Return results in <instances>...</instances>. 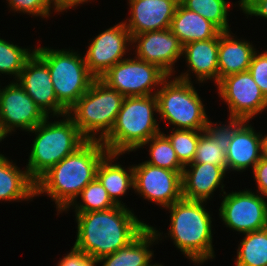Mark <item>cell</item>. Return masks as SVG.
I'll return each instance as SVG.
<instances>
[{
  "instance_id": "obj_1",
  "label": "cell",
  "mask_w": 267,
  "mask_h": 266,
  "mask_svg": "<svg viewBox=\"0 0 267 266\" xmlns=\"http://www.w3.org/2000/svg\"><path fill=\"white\" fill-rule=\"evenodd\" d=\"M77 239L74 247L99 260L130 243L148 224L138 220L127 206L75 213Z\"/></svg>"
},
{
  "instance_id": "obj_2",
  "label": "cell",
  "mask_w": 267,
  "mask_h": 266,
  "mask_svg": "<svg viewBox=\"0 0 267 266\" xmlns=\"http://www.w3.org/2000/svg\"><path fill=\"white\" fill-rule=\"evenodd\" d=\"M107 153L101 141L87 140L36 181V196L47 194L55 202L58 214L65 211L96 178L97 167Z\"/></svg>"
},
{
  "instance_id": "obj_3",
  "label": "cell",
  "mask_w": 267,
  "mask_h": 266,
  "mask_svg": "<svg viewBox=\"0 0 267 266\" xmlns=\"http://www.w3.org/2000/svg\"><path fill=\"white\" fill-rule=\"evenodd\" d=\"M204 204V201L181 198L166 207L171 213L168 235L170 234L175 246L194 264L215 258L212 217Z\"/></svg>"
},
{
  "instance_id": "obj_4",
  "label": "cell",
  "mask_w": 267,
  "mask_h": 266,
  "mask_svg": "<svg viewBox=\"0 0 267 266\" xmlns=\"http://www.w3.org/2000/svg\"><path fill=\"white\" fill-rule=\"evenodd\" d=\"M154 112L158 113L156 95L124 97L115 124L102 144L109 153L136 151L161 132Z\"/></svg>"
},
{
  "instance_id": "obj_5",
  "label": "cell",
  "mask_w": 267,
  "mask_h": 266,
  "mask_svg": "<svg viewBox=\"0 0 267 266\" xmlns=\"http://www.w3.org/2000/svg\"><path fill=\"white\" fill-rule=\"evenodd\" d=\"M60 121L49 122L47 117L29 132H35L26 169L36 182L51 167L75 152L87 139L81 134L73 119L65 114Z\"/></svg>"
},
{
  "instance_id": "obj_6",
  "label": "cell",
  "mask_w": 267,
  "mask_h": 266,
  "mask_svg": "<svg viewBox=\"0 0 267 266\" xmlns=\"http://www.w3.org/2000/svg\"><path fill=\"white\" fill-rule=\"evenodd\" d=\"M123 99L117 90L101 79H94L89 89L68 110V115L87 140L102 141L112 130Z\"/></svg>"
},
{
  "instance_id": "obj_7",
  "label": "cell",
  "mask_w": 267,
  "mask_h": 266,
  "mask_svg": "<svg viewBox=\"0 0 267 266\" xmlns=\"http://www.w3.org/2000/svg\"><path fill=\"white\" fill-rule=\"evenodd\" d=\"M169 78L171 76L162 82L161 89L156 92L161 120L174 125L173 129L205 131L209 119L193 83Z\"/></svg>"
},
{
  "instance_id": "obj_8",
  "label": "cell",
  "mask_w": 267,
  "mask_h": 266,
  "mask_svg": "<svg viewBox=\"0 0 267 266\" xmlns=\"http://www.w3.org/2000/svg\"><path fill=\"white\" fill-rule=\"evenodd\" d=\"M35 53L48 66L57 100L69 110L95 79L88 71L84 56L73 50L47 47H37Z\"/></svg>"
},
{
  "instance_id": "obj_9",
  "label": "cell",
  "mask_w": 267,
  "mask_h": 266,
  "mask_svg": "<svg viewBox=\"0 0 267 266\" xmlns=\"http://www.w3.org/2000/svg\"><path fill=\"white\" fill-rule=\"evenodd\" d=\"M168 75L157 65L140 58H125L112 66L100 79L124 97L156 95ZM153 91V92H151Z\"/></svg>"
},
{
  "instance_id": "obj_10",
  "label": "cell",
  "mask_w": 267,
  "mask_h": 266,
  "mask_svg": "<svg viewBox=\"0 0 267 266\" xmlns=\"http://www.w3.org/2000/svg\"><path fill=\"white\" fill-rule=\"evenodd\" d=\"M222 197L219 216L230 230L244 234L267 227V200H265V196L246 189L229 194L225 191Z\"/></svg>"
},
{
  "instance_id": "obj_11",
  "label": "cell",
  "mask_w": 267,
  "mask_h": 266,
  "mask_svg": "<svg viewBox=\"0 0 267 266\" xmlns=\"http://www.w3.org/2000/svg\"><path fill=\"white\" fill-rule=\"evenodd\" d=\"M219 96L229 109V119L249 121L267 108V98L249 71L222 78L217 84Z\"/></svg>"
},
{
  "instance_id": "obj_12",
  "label": "cell",
  "mask_w": 267,
  "mask_h": 266,
  "mask_svg": "<svg viewBox=\"0 0 267 266\" xmlns=\"http://www.w3.org/2000/svg\"><path fill=\"white\" fill-rule=\"evenodd\" d=\"M134 168V191L164 208L182 198V172L153 166L145 161Z\"/></svg>"
},
{
  "instance_id": "obj_13",
  "label": "cell",
  "mask_w": 267,
  "mask_h": 266,
  "mask_svg": "<svg viewBox=\"0 0 267 266\" xmlns=\"http://www.w3.org/2000/svg\"><path fill=\"white\" fill-rule=\"evenodd\" d=\"M130 45L132 37L123 21L98 34L89 43L84 55L89 73L95 79H100L112 66L124 59Z\"/></svg>"
},
{
  "instance_id": "obj_14",
  "label": "cell",
  "mask_w": 267,
  "mask_h": 266,
  "mask_svg": "<svg viewBox=\"0 0 267 266\" xmlns=\"http://www.w3.org/2000/svg\"><path fill=\"white\" fill-rule=\"evenodd\" d=\"M46 118L17 81L12 80L9 85L0 88V123L7 136L16 130L15 127L31 131Z\"/></svg>"
},
{
  "instance_id": "obj_15",
  "label": "cell",
  "mask_w": 267,
  "mask_h": 266,
  "mask_svg": "<svg viewBox=\"0 0 267 266\" xmlns=\"http://www.w3.org/2000/svg\"><path fill=\"white\" fill-rule=\"evenodd\" d=\"M42 112L64 117L68 110L57 100L47 64L34 52L16 80Z\"/></svg>"
},
{
  "instance_id": "obj_16",
  "label": "cell",
  "mask_w": 267,
  "mask_h": 266,
  "mask_svg": "<svg viewBox=\"0 0 267 266\" xmlns=\"http://www.w3.org/2000/svg\"><path fill=\"white\" fill-rule=\"evenodd\" d=\"M132 44L136 45L135 57L157 65L168 76L174 74L173 65L182 56L183 46L170 29L134 35Z\"/></svg>"
},
{
  "instance_id": "obj_17",
  "label": "cell",
  "mask_w": 267,
  "mask_h": 266,
  "mask_svg": "<svg viewBox=\"0 0 267 266\" xmlns=\"http://www.w3.org/2000/svg\"><path fill=\"white\" fill-rule=\"evenodd\" d=\"M128 3L131 18L124 23L132 37L148 31L170 29L180 0H129Z\"/></svg>"
},
{
  "instance_id": "obj_18",
  "label": "cell",
  "mask_w": 267,
  "mask_h": 266,
  "mask_svg": "<svg viewBox=\"0 0 267 266\" xmlns=\"http://www.w3.org/2000/svg\"><path fill=\"white\" fill-rule=\"evenodd\" d=\"M226 172L222 166L210 163L187 164L184 166L181 175L182 198L206 203L218 187H221L224 193L223 188L225 185H223L222 181Z\"/></svg>"
},
{
  "instance_id": "obj_19",
  "label": "cell",
  "mask_w": 267,
  "mask_h": 266,
  "mask_svg": "<svg viewBox=\"0 0 267 266\" xmlns=\"http://www.w3.org/2000/svg\"><path fill=\"white\" fill-rule=\"evenodd\" d=\"M228 125L207 122L205 131H200V137L192 163H210L222 166L227 171L226 151L229 148L233 131L243 122L230 118ZM214 125V126H213ZM219 125V126H218Z\"/></svg>"
},
{
  "instance_id": "obj_20",
  "label": "cell",
  "mask_w": 267,
  "mask_h": 266,
  "mask_svg": "<svg viewBox=\"0 0 267 266\" xmlns=\"http://www.w3.org/2000/svg\"><path fill=\"white\" fill-rule=\"evenodd\" d=\"M249 121H243L232 133L226 151L227 171H244L254 168L263 157L262 134L255 132Z\"/></svg>"
},
{
  "instance_id": "obj_21",
  "label": "cell",
  "mask_w": 267,
  "mask_h": 266,
  "mask_svg": "<svg viewBox=\"0 0 267 266\" xmlns=\"http://www.w3.org/2000/svg\"><path fill=\"white\" fill-rule=\"evenodd\" d=\"M219 35L209 40L194 41L183 46L182 56L189 70L176 78L191 82L190 71L196 75L199 83L206 80H214L219 83L218 71Z\"/></svg>"
},
{
  "instance_id": "obj_22",
  "label": "cell",
  "mask_w": 267,
  "mask_h": 266,
  "mask_svg": "<svg viewBox=\"0 0 267 266\" xmlns=\"http://www.w3.org/2000/svg\"><path fill=\"white\" fill-rule=\"evenodd\" d=\"M161 233L147 225L130 243L113 254L101 257L102 266H149L153 252L149 247L160 238Z\"/></svg>"
},
{
  "instance_id": "obj_23",
  "label": "cell",
  "mask_w": 267,
  "mask_h": 266,
  "mask_svg": "<svg viewBox=\"0 0 267 266\" xmlns=\"http://www.w3.org/2000/svg\"><path fill=\"white\" fill-rule=\"evenodd\" d=\"M230 31L219 34L218 71L219 81L231 74L249 70L255 48L246 40H239Z\"/></svg>"
},
{
  "instance_id": "obj_24",
  "label": "cell",
  "mask_w": 267,
  "mask_h": 266,
  "mask_svg": "<svg viewBox=\"0 0 267 266\" xmlns=\"http://www.w3.org/2000/svg\"><path fill=\"white\" fill-rule=\"evenodd\" d=\"M171 32L179 39L182 46L201 40L217 37L222 31L211 21L198 13L178 4L170 25Z\"/></svg>"
},
{
  "instance_id": "obj_25",
  "label": "cell",
  "mask_w": 267,
  "mask_h": 266,
  "mask_svg": "<svg viewBox=\"0 0 267 266\" xmlns=\"http://www.w3.org/2000/svg\"><path fill=\"white\" fill-rule=\"evenodd\" d=\"M36 197V182L27 169L20 170L13 161L0 155V201L31 200Z\"/></svg>"
},
{
  "instance_id": "obj_26",
  "label": "cell",
  "mask_w": 267,
  "mask_h": 266,
  "mask_svg": "<svg viewBox=\"0 0 267 266\" xmlns=\"http://www.w3.org/2000/svg\"><path fill=\"white\" fill-rule=\"evenodd\" d=\"M118 156L120 154L108 152L97 167L96 178L107 190L108 196L115 205L125 206L119 198L127 193L128 189H134V168L133 165L125 169L118 163L112 164Z\"/></svg>"
},
{
  "instance_id": "obj_27",
  "label": "cell",
  "mask_w": 267,
  "mask_h": 266,
  "mask_svg": "<svg viewBox=\"0 0 267 266\" xmlns=\"http://www.w3.org/2000/svg\"><path fill=\"white\" fill-rule=\"evenodd\" d=\"M235 260L236 266H267V227L244 233Z\"/></svg>"
},
{
  "instance_id": "obj_28",
  "label": "cell",
  "mask_w": 267,
  "mask_h": 266,
  "mask_svg": "<svg viewBox=\"0 0 267 266\" xmlns=\"http://www.w3.org/2000/svg\"><path fill=\"white\" fill-rule=\"evenodd\" d=\"M146 144L150 146L149 155L151 157L145 161L146 163L171 171L183 172L184 165L178 160L170 140L163 132L151 137L140 148Z\"/></svg>"
},
{
  "instance_id": "obj_29",
  "label": "cell",
  "mask_w": 267,
  "mask_h": 266,
  "mask_svg": "<svg viewBox=\"0 0 267 266\" xmlns=\"http://www.w3.org/2000/svg\"><path fill=\"white\" fill-rule=\"evenodd\" d=\"M180 3L188 10L211 21L222 32L231 31L227 19L229 11L227 0H180Z\"/></svg>"
},
{
  "instance_id": "obj_30",
  "label": "cell",
  "mask_w": 267,
  "mask_h": 266,
  "mask_svg": "<svg viewBox=\"0 0 267 266\" xmlns=\"http://www.w3.org/2000/svg\"><path fill=\"white\" fill-rule=\"evenodd\" d=\"M79 196L81 197L82 202L79 203L75 200L71 204L72 206H69L65 211H68L70 207H74L76 213H86L103 211L116 206L108 196L107 190L97 178L90 182L81 191Z\"/></svg>"
},
{
  "instance_id": "obj_31",
  "label": "cell",
  "mask_w": 267,
  "mask_h": 266,
  "mask_svg": "<svg viewBox=\"0 0 267 266\" xmlns=\"http://www.w3.org/2000/svg\"><path fill=\"white\" fill-rule=\"evenodd\" d=\"M34 52L35 49L31 51L0 38V73L13 75L17 80L26 61Z\"/></svg>"
},
{
  "instance_id": "obj_32",
  "label": "cell",
  "mask_w": 267,
  "mask_h": 266,
  "mask_svg": "<svg viewBox=\"0 0 267 266\" xmlns=\"http://www.w3.org/2000/svg\"><path fill=\"white\" fill-rule=\"evenodd\" d=\"M171 131V134H168L167 137L177 154L178 160L184 166L192 163L195 157L200 131L184 129H172Z\"/></svg>"
},
{
  "instance_id": "obj_33",
  "label": "cell",
  "mask_w": 267,
  "mask_h": 266,
  "mask_svg": "<svg viewBox=\"0 0 267 266\" xmlns=\"http://www.w3.org/2000/svg\"><path fill=\"white\" fill-rule=\"evenodd\" d=\"M10 10L15 12L19 11L31 16H41L42 18H48L51 12V4L49 0H6Z\"/></svg>"
},
{
  "instance_id": "obj_34",
  "label": "cell",
  "mask_w": 267,
  "mask_h": 266,
  "mask_svg": "<svg viewBox=\"0 0 267 266\" xmlns=\"http://www.w3.org/2000/svg\"><path fill=\"white\" fill-rule=\"evenodd\" d=\"M248 71L251 73L253 80L259 86L264 96L267 98V51L259 54L255 51Z\"/></svg>"
},
{
  "instance_id": "obj_35",
  "label": "cell",
  "mask_w": 267,
  "mask_h": 266,
  "mask_svg": "<svg viewBox=\"0 0 267 266\" xmlns=\"http://www.w3.org/2000/svg\"><path fill=\"white\" fill-rule=\"evenodd\" d=\"M98 263L97 259L86 255L73 246L70 252L58 262L57 266H97Z\"/></svg>"
},
{
  "instance_id": "obj_36",
  "label": "cell",
  "mask_w": 267,
  "mask_h": 266,
  "mask_svg": "<svg viewBox=\"0 0 267 266\" xmlns=\"http://www.w3.org/2000/svg\"><path fill=\"white\" fill-rule=\"evenodd\" d=\"M238 6L246 16H259L267 19V0H240Z\"/></svg>"
},
{
  "instance_id": "obj_37",
  "label": "cell",
  "mask_w": 267,
  "mask_h": 266,
  "mask_svg": "<svg viewBox=\"0 0 267 266\" xmlns=\"http://www.w3.org/2000/svg\"><path fill=\"white\" fill-rule=\"evenodd\" d=\"M254 179L258 192L267 197V159L262 157L253 168Z\"/></svg>"
},
{
  "instance_id": "obj_38",
  "label": "cell",
  "mask_w": 267,
  "mask_h": 266,
  "mask_svg": "<svg viewBox=\"0 0 267 266\" xmlns=\"http://www.w3.org/2000/svg\"><path fill=\"white\" fill-rule=\"evenodd\" d=\"M50 4H52V8L55 12H63L67 9L74 8L75 6H79L80 4H84V2H90V0H49Z\"/></svg>"
},
{
  "instance_id": "obj_39",
  "label": "cell",
  "mask_w": 267,
  "mask_h": 266,
  "mask_svg": "<svg viewBox=\"0 0 267 266\" xmlns=\"http://www.w3.org/2000/svg\"><path fill=\"white\" fill-rule=\"evenodd\" d=\"M262 152L263 157L267 159V135L262 136Z\"/></svg>"
},
{
  "instance_id": "obj_40",
  "label": "cell",
  "mask_w": 267,
  "mask_h": 266,
  "mask_svg": "<svg viewBox=\"0 0 267 266\" xmlns=\"http://www.w3.org/2000/svg\"><path fill=\"white\" fill-rule=\"evenodd\" d=\"M6 134H5V132L3 131V128H2V126H1V123H0V142L4 139V138H6ZM1 155V154H0Z\"/></svg>"
},
{
  "instance_id": "obj_41",
  "label": "cell",
  "mask_w": 267,
  "mask_h": 266,
  "mask_svg": "<svg viewBox=\"0 0 267 266\" xmlns=\"http://www.w3.org/2000/svg\"><path fill=\"white\" fill-rule=\"evenodd\" d=\"M149 266H163L162 264H150Z\"/></svg>"
}]
</instances>
